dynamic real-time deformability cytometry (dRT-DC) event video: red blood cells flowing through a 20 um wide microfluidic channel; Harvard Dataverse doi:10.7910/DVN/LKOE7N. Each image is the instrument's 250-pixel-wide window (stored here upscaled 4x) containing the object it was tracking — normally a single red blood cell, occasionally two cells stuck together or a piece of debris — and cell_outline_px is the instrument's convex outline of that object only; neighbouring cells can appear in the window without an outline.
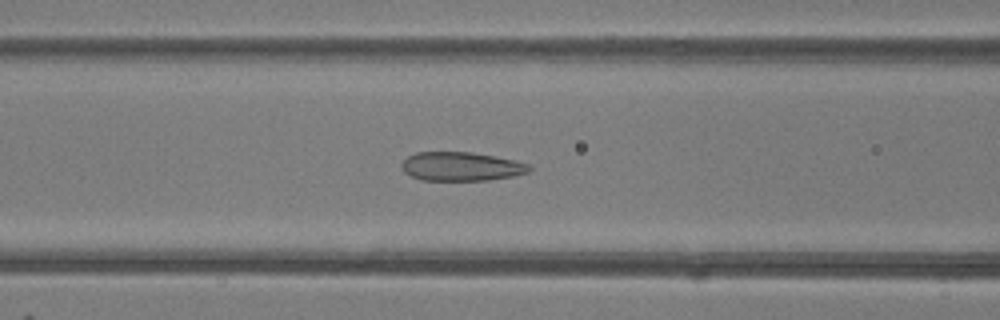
{"species": "common noctule bat (a hibernating species)", "species_latin": "Nyctalus noctula", "temperature_condition": "room temperature", "stored_images_in_passage": 44, "camera_frame_rate_fps": 3000, "um_per_image_px": 0.085, "animal": {"sex": "female"}, "frame": {"image": 1, "passage_image": 15, "time_ms": 4.667, "image_size_px": [1000, 320], "cell_outline_px": [[532, 168], [528, 172], [512, 176], [488, 180], [424, 180], [412, 176], [404, 172], [400, 168], [400, 164], [408, 156], [416, 152], [472, 152], [496, 156], [528, 164]], "centroid_in_image_um": [39.17, 14.14], "position_along_channel_um": 127.4, "area_um2": 21.39}}
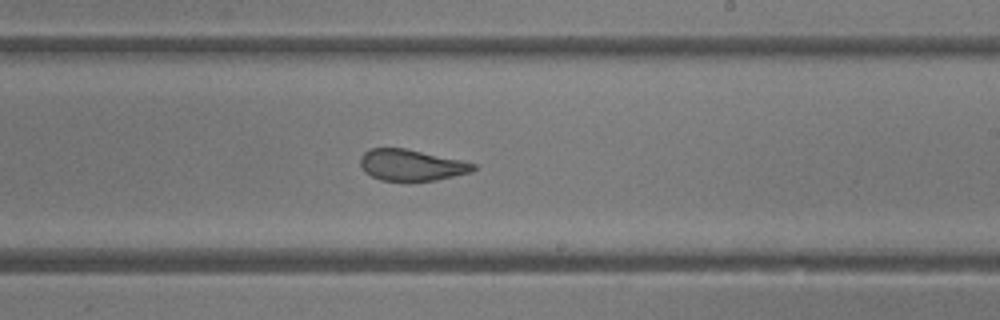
{"frame": {"image": 2, "passage_image": 24, "time_ms": 7.667, "image_size_px": [1000, 320], "cell_outline_px": [[476, 168], [472, 172], [436, 180], [408, 184], [380, 180], [364, 172], [360, 164], [360, 156], [364, 152], [372, 148], [404, 148], [460, 160], [476, 164]], "centroid_in_image_um": [34.93, 14.08], "position_along_channel_um": 254.1, "area_um2": 21.15}}
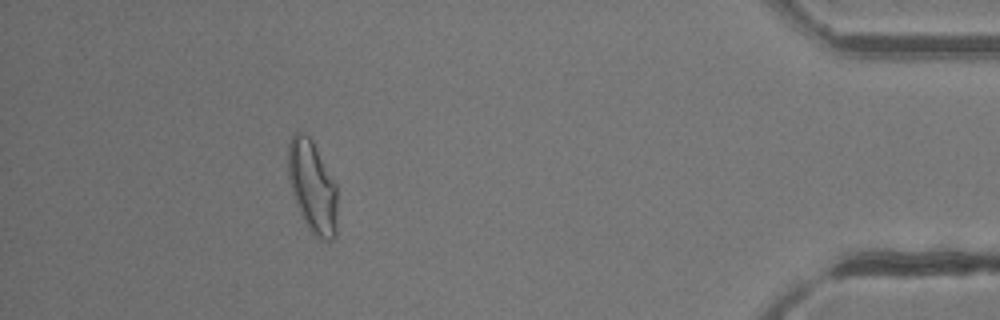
{"frame": {"image": 3, "passage_image": 39, "time_ms": 12.667, "image_size_px": [1000, 320], "cell_outline_px": [[336, 236], [332, 240], [324, 240], [316, 236], [308, 228], [296, 204], [288, 180], [288, 144], [292, 136], [296, 132], [304, 132], [312, 140], [336, 184]], "centroid_in_image_um": [26.54, 15.86], "position_along_channel_um": 408.7, "area_um2": 26.24}, "authors_computed_cell_mechanics": {"area_um2": 24.0737, "velocity_mm_per_s": 4.2194, "shape_relaxation_time_tau1_ms": null, "shape_relaxation_time_tau2_ms": 1.1255, "deformation_change_tau1": null, "deformation_change_tau2": 0.0735}}